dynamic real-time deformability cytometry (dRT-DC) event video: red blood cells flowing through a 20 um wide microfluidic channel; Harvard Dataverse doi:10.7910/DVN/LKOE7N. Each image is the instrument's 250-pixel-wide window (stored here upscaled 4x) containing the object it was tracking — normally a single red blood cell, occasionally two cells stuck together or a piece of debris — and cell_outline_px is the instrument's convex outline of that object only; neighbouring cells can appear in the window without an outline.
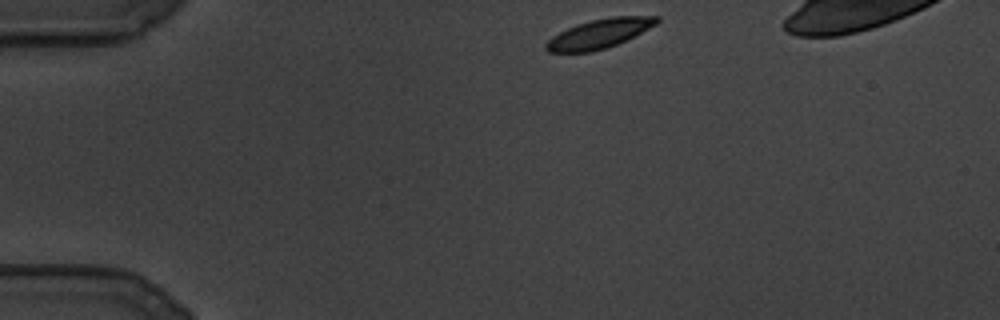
{"species": "common noctule bat (a hibernating species)", "species_latin": "Nyctalus noctula", "temperature_condition": "cold", "stored_images_in_passage": 85, "camera_frame_rate_fps": 3000, "um_per_image_px": 0.085, "animal": {"sex": "male", "body_mass_g": 19.5, "forearm_length_mm": 54.6}, "frame": {"image": 1, "passage_image": 1, "time_ms": 0.0, "image_size_px": [1000, 320], "cell_outline_px": [[660, 20], [656, 24], [616, 44], [604, 48], [588, 52], [548, 52], [544, 48], [544, 44], [552, 36], [576, 24], [592, 20], [612, 16], [660, 16]], "centroid_in_image_um": [50.9, 2.85], "position_along_channel_um": 34.1, "area_um2": 18.5}}
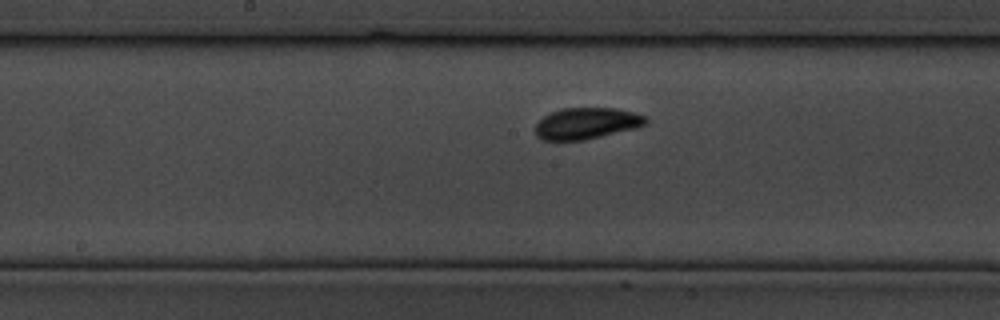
{"frame": {"image": 2, "passage_image": 39, "time_ms": 12.667, "image_size_px": [1000, 320], "cell_outline_px": [[648, 120], [644, 124], [636, 128], [584, 140], [540, 140], [536, 136], [536, 124], [544, 116], [552, 112], [564, 108], [616, 108], [632, 112], [644, 116]], "centroid_in_image_um": [49.84, 10.49], "position_along_channel_um": 198.4, "area_um2": 20.0}}
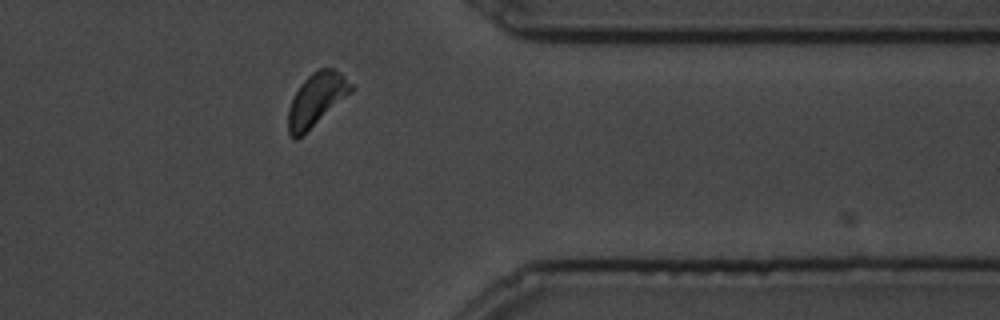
{"frame": {"image": 3, "passage_image": 73, "time_ms": 24.0, "image_size_px": [1000, 320], "cell_outline_px": [[356, 88], [352, 92], [296, 140], [288, 132], [288, 108], [300, 84], [312, 72], [320, 68], [332, 68], [340, 72]], "centroid_in_image_um": [26.91, 8.43], "position_along_channel_um": 384.5, "area_um2": 19.07}}